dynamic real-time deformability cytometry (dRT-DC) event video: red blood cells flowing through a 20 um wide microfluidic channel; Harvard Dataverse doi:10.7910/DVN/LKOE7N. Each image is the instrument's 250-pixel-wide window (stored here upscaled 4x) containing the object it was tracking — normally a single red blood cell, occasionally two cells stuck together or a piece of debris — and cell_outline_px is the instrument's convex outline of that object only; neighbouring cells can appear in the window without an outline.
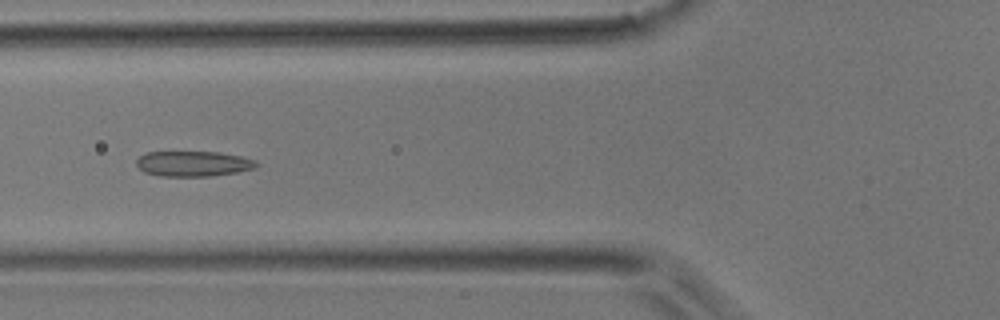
{"species": "common noctule bat (a hibernating species)", "species_latin": "Nyctalus noctula", "temperature_condition": "room temperature", "stored_images_in_passage": 44, "camera_frame_rate_fps": 3000, "um_per_image_px": 0.085, "animal": {"sex": "male", "body_mass_g": 17.9}, "frame": {"image": 1, "passage_image": 17, "time_ms": 5.333, "image_size_px": [1000, 320], "cell_outline_px": [[260, 164], [256, 168], [236, 172], [212, 176], [160, 176], [144, 172], [136, 164], [136, 160], [140, 156], [148, 152], [220, 152], [240, 156], [256, 160]], "centroid_in_image_um": [16.46, 13.91], "position_along_channel_um": 109.3, "area_um2": 17.74}}
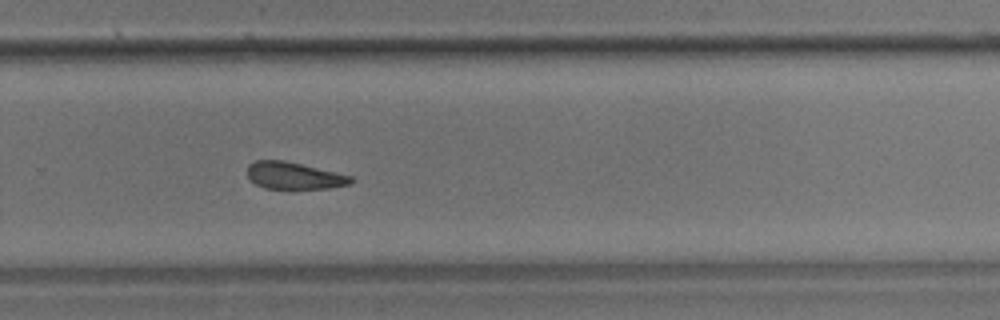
{"frame": {"image": 2, "passage_image": 30, "time_ms": 9.667, "image_size_px": [1000, 320], "cell_outline_px": [[356, 180], [348, 184], [328, 188], [264, 188], [256, 184], [248, 176], [248, 164], [256, 160], [284, 160], [336, 172], [352, 176]], "centroid_in_image_um": [25.0, 14.92], "position_along_channel_um": 304.8, "area_um2": 16.13}}
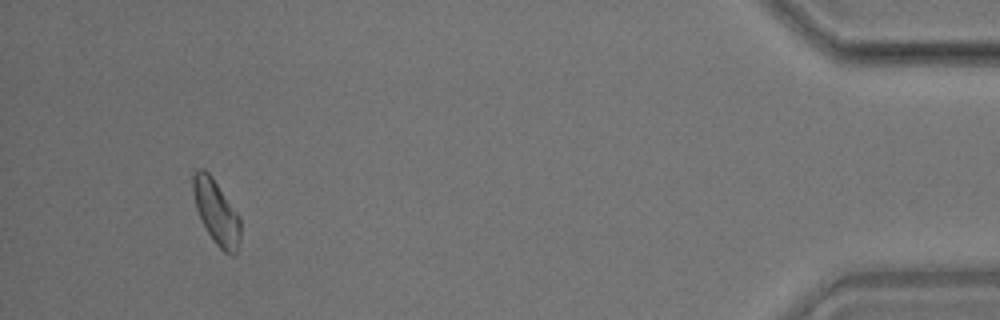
{"frame": {"image": 3, "passage_image": 42, "time_ms": 13.667, "image_size_px": [1000, 320], "cell_outline_px": [[240, 240], [236, 252], [232, 256], [224, 252], [212, 240], [200, 220], [196, 208], [192, 192], [192, 176], [200, 168], [204, 168], [212, 176], [240, 216]], "centroid_in_image_um": [18.38, 18.03], "position_along_channel_um": 416.8, "area_um2": 17.98}}